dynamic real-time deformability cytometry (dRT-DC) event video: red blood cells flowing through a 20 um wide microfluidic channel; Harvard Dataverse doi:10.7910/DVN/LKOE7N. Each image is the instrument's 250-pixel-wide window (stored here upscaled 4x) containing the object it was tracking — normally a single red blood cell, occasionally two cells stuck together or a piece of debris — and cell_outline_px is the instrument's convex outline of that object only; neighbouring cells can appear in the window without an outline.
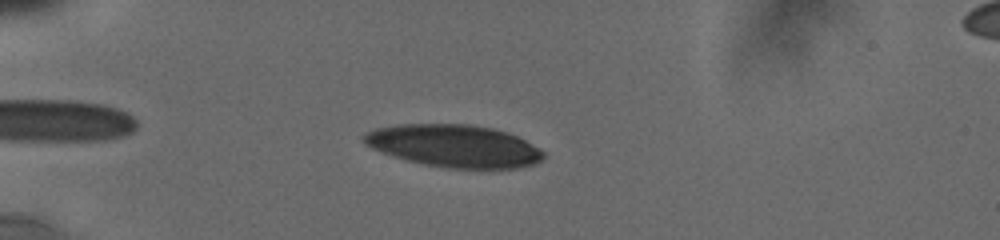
{"species": "human", "species_latin": "Homo sapiens", "temperature_condition": "cold", "stored_images_in_passage": 11, "camera_frame_rate_fps": 3000, "um_per_image_px": 0.085, "donor": {"sex": "male"}, "frame": {"image": 1, "passage_image": 5, "time_ms": 1.667, "image_size_px": [1000, 240], "cell_outline_px": [[544, 156], [540, 160], [532, 164], [516, 168], [448, 168], [424, 164], [408, 160], [372, 148], [364, 144], [360, 140], [360, 136], [364, 132], [376, 128], [396, 124], [472, 124], [492, 128], [508, 132], [540, 148], [544, 152]], "centroid_in_image_um": [38.56, 12.38], "position_along_channel_um": 46.4, "area_um2": 44.39}}